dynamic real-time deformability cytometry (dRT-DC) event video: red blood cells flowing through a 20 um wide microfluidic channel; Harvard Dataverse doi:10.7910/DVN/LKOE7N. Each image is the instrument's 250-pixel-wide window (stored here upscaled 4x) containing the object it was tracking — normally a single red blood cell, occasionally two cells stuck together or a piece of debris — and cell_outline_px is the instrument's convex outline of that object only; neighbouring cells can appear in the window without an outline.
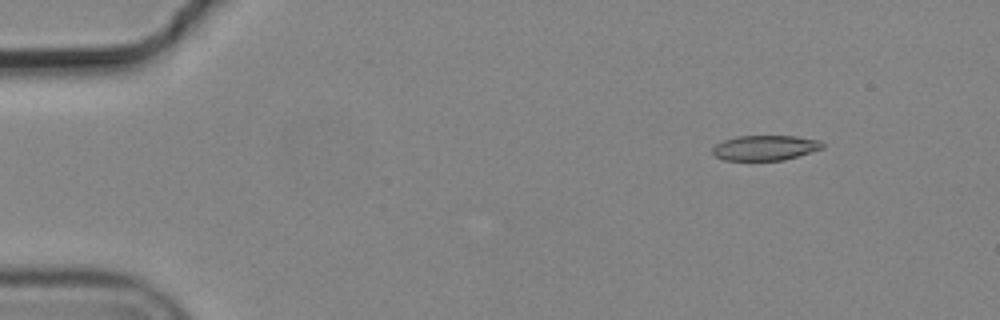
{"species": "common noctule bat (a hibernating species)", "species_latin": "Nyctalus noctula", "temperature_condition": "cold", "stored_images_in_passage": 5, "camera_frame_rate_fps": 3000, "um_per_image_px": 0.085, "animal": {"sex": "male", "body_mass_g": 19.2, "forearm_length_mm": 51.8}, "frame": {"image": 1, "passage_image": 2, "time_ms": 0.333, "image_size_px": [1000, 320], "cell_outline_px": [[824, 148], [784, 160], [724, 160], [716, 156], [712, 152], [712, 148], [716, 144], [724, 140], [736, 136], [796, 136], [820, 140], [824, 144]], "centroid_in_image_um": [65.05, 12.56], "position_along_channel_um": 20.0, "area_um2": 16.07}}
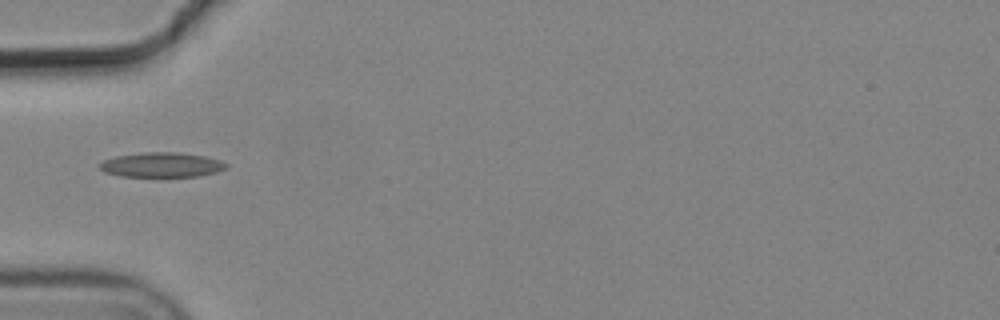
{"frame": {"image": 2, "passage_image": 5, "time_ms": 1.333, "image_size_px": [1000, 320], "cell_outline_px": [[228, 168], [216, 172], [200, 176], [120, 176], [104, 172], [100, 168], [100, 164], [104, 160], [116, 156], [144, 152], [180, 152], [204, 156], [220, 160], [228, 164]], "centroid_in_image_um": [13.77, 14.0], "position_along_channel_um": 71.2, "area_um2": 18.21}}